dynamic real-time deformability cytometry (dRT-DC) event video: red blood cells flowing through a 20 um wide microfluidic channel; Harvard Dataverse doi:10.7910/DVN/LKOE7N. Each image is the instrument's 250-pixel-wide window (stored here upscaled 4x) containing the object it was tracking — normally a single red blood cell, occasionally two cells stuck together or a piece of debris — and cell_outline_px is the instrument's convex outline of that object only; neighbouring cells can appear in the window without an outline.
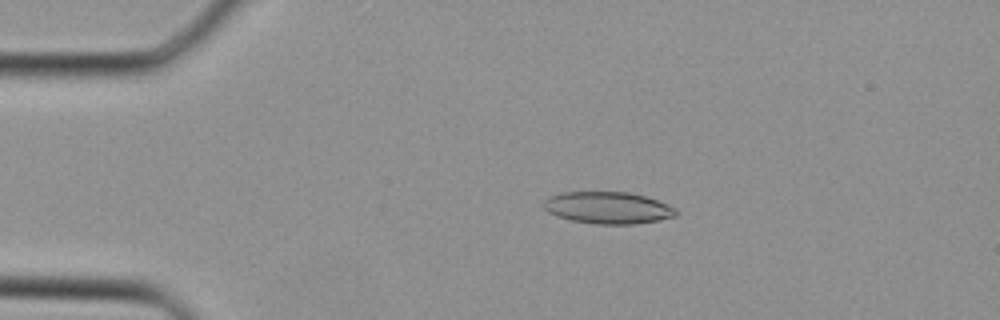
{"species": "Egyptian fruit bat (a non-hibernating species)", "species_latin": "Rousettus aegyptiacus", "temperature_condition": "cold", "stored_images_in_passage": 38, "camera_frame_rate_fps": 3000, "um_per_image_px": 0.085, "animal": {"sex": "female"}, "frame": {"image": 1, "passage_image": 8, "time_ms": 2.333, "image_size_px": [1000, 320], "cell_outline_px": [[680, 212], [676, 216], [660, 220], [636, 224], [596, 224], [572, 220], [548, 212], [544, 208], [544, 200], [548, 196], [560, 192], [628, 192], [644, 196], [656, 200], [676, 208]], "centroid_in_image_um": [51.7, 17.66], "position_along_channel_um": 33.3, "area_um2": 24.62}}
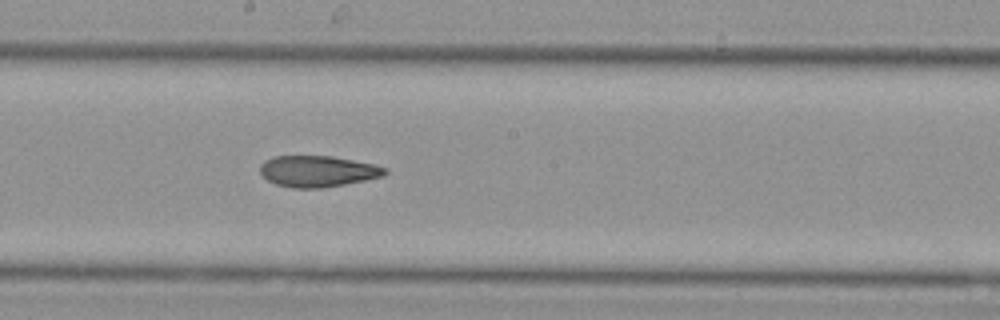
{"frame": {"image": 2, "passage_image": 21, "time_ms": 6.667, "image_size_px": [1000, 320], "cell_outline_px": [[388, 172], [384, 176], [344, 184], [320, 188], [292, 188], [276, 184], [268, 180], [260, 172], [260, 164], [264, 160], [272, 156], [332, 156], [376, 164], [388, 168]], "centroid_in_image_um": [27.02, 14.55], "position_along_channel_um": 221.2, "area_um2": 22.83}}
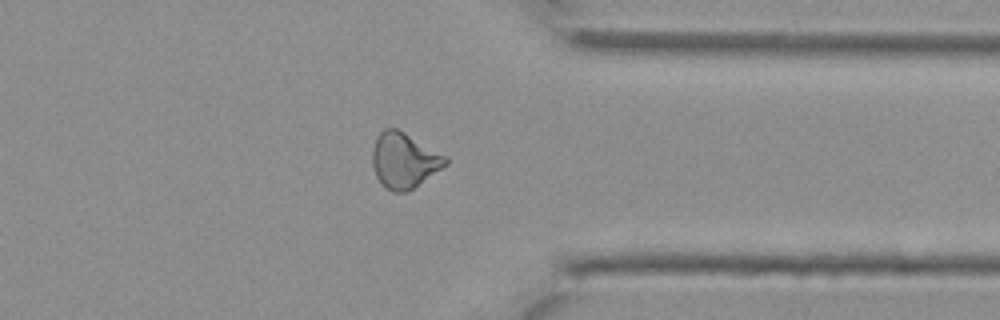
{"frame": {"image": 3, "passage_image": 30, "time_ms": 9.667, "image_size_px": [1000, 320], "cell_outline_px": [[448, 164], [408, 192], [392, 192], [384, 188], [380, 184], [376, 176], [372, 164], [372, 152], [376, 136], [384, 128], [396, 128], [404, 132], [448, 156]], "centroid_in_image_um": [34.34, 13.65], "position_along_channel_um": 377.1, "area_um2": 23.93}}